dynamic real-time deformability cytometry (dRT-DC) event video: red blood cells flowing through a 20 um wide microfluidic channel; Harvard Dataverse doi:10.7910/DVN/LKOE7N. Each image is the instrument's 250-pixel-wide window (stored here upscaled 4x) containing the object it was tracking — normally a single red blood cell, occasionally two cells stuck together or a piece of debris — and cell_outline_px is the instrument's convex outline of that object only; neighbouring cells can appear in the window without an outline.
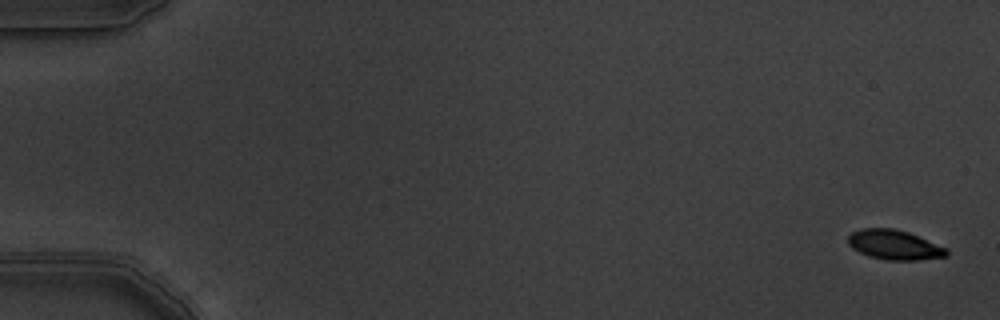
{"species": "common noctule bat (a hibernating species)", "species_latin": "Nyctalus noctula", "temperature_condition": "warm", "stored_images_in_passage": 7, "camera_frame_rate_fps": 3000, "um_per_image_px": 0.085, "animal": {"sex": "male", "body_mass_g": 19.5, "forearm_length_mm": 54.6}, "frame": {"image": 1, "passage_image": 1, "time_ms": 0.0, "image_size_px": [1000, 320], "cell_outline_px": [[948, 256], [916, 260], [888, 260], [868, 256], [852, 248], [848, 244], [848, 236], [852, 232], [860, 228], [896, 228], [908, 232], [948, 248]], "centroid_in_image_um": [76.02, 20.8], "position_along_channel_um": 9.0, "area_um2": 17.11}}
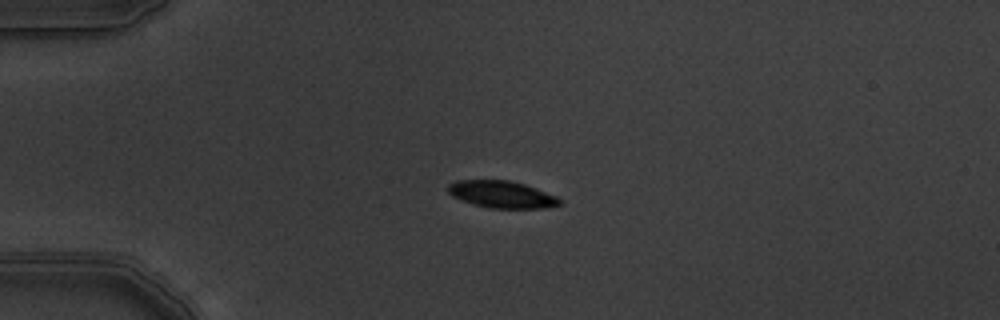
{"frame": {"image": 2, "passage_image": 5, "time_ms": 1.333, "image_size_px": [1000, 320], "cell_outline_px": [[564, 204], [544, 208], [488, 208], [472, 204], [460, 200], [452, 196], [448, 192], [448, 184], [456, 180], [508, 180], [524, 184], [536, 188], [556, 196], [564, 200]], "centroid_in_image_um": [42.66, 16.53], "position_along_channel_um": 42.3, "area_um2": 17.8}}